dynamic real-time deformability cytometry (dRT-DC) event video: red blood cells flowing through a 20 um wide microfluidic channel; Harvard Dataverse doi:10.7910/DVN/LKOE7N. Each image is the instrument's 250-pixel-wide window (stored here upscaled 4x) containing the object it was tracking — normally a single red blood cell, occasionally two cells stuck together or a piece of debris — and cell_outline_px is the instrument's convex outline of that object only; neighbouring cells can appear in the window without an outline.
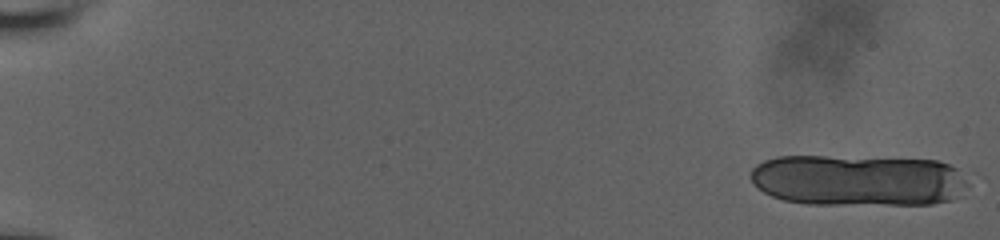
{"species": "human", "species_latin": "Homo sapiens", "temperature_condition": "room temperature", "stored_images_in_passage": 18, "camera_frame_rate_fps": 3000, "um_per_image_px": 0.085, "donor": {"sex": "male"}, "frame": {"image": 1, "passage_image": 1, "time_ms": 0.0, "image_size_px": [1000, 240], "cell_outline_px": [[968, 184], [952, 200], [932, 204], [808, 204], [784, 200], [772, 196], [756, 188], [748, 176], [752, 168], [756, 164], [764, 160], [776, 156], [824, 156], [936, 160], [948, 164], [956, 168]], "centroid_in_image_um": [72.86, 15.32], "position_along_channel_um": 12.1, "area_um2": 65.37}}